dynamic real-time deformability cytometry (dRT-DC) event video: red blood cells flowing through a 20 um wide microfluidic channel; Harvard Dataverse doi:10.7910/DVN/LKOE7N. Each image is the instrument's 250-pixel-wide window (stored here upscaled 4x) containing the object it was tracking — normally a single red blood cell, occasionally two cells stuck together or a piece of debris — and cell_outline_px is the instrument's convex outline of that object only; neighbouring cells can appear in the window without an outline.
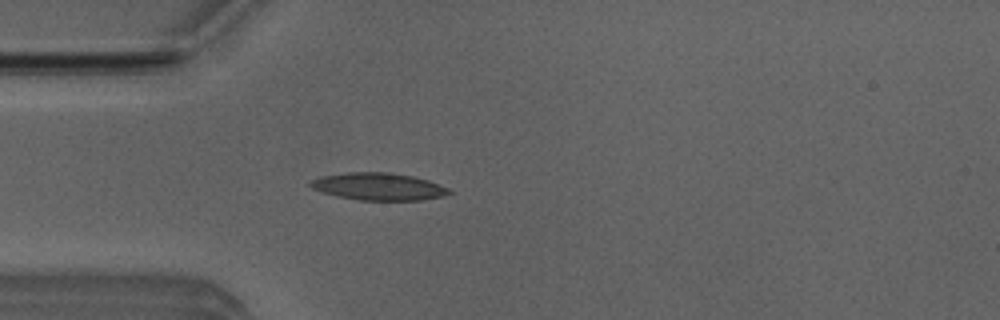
{"species": "Egyptian fruit bat (a non-hibernating species)", "species_latin": "Rousettus aegyptiacus", "temperature_condition": "room temperature", "stored_images_in_passage": 51, "camera_frame_rate_fps": 3000, "um_per_image_px": 0.085, "animal": {"sex": "male"}, "frame": {"image": 1, "passage_image": 14, "time_ms": 4.333, "image_size_px": [1000, 320], "cell_outline_px": [[452, 192], [444, 196], [420, 200], [360, 200], [336, 196], [320, 192], [312, 188], [308, 184], [312, 180], [320, 176], [348, 172], [388, 172], [412, 176], [428, 180], [452, 188]], "centroid_in_image_um": [32.19, 15.85], "position_along_channel_um": 52.8, "area_um2": 22.25}}
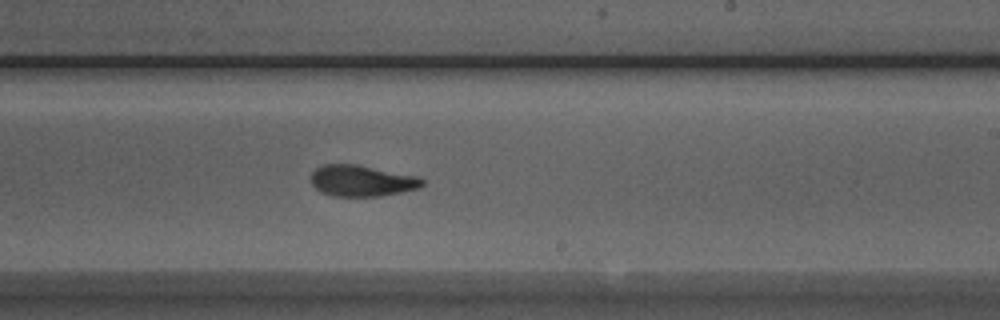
{"frame": {"image": 2, "passage_image": 30, "time_ms": 9.667, "image_size_px": [1000, 320], "cell_outline_px": [[424, 184], [420, 188], [380, 196], [332, 196], [320, 192], [312, 184], [312, 172], [316, 168], [324, 164], [356, 164], [420, 176], [424, 180]], "centroid_in_image_um": [30.78, 15.36], "position_along_channel_um": 258.2, "area_um2": 20.35}}
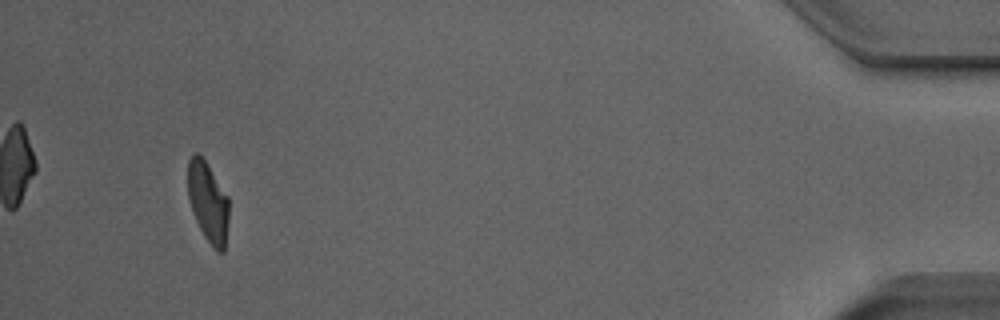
{"frame": {"image": 3, "passage_image": 48, "time_ms": 15.667, "image_size_px": [1000, 320], "cell_outline_px": [[228, 224], [224, 252], [216, 252], [212, 248], [204, 236], [192, 212], [188, 200], [188, 160], [196, 152], [204, 160], [228, 196]], "centroid_in_image_um": [17.68, 17.23], "position_along_channel_um": 417.5, "area_um2": 19.13}, "authors_computed_cell_mechanics": {"area_um2": 20.808, "velocity_mm_per_s": 3.9774, "shape_relaxation_time_tau1_ms": 5.7652, "shape_relaxation_time_tau2_ms": 2.2493, "deformation_change_tau1": 0.2086, "deformation_change_tau2": 0.1073}}